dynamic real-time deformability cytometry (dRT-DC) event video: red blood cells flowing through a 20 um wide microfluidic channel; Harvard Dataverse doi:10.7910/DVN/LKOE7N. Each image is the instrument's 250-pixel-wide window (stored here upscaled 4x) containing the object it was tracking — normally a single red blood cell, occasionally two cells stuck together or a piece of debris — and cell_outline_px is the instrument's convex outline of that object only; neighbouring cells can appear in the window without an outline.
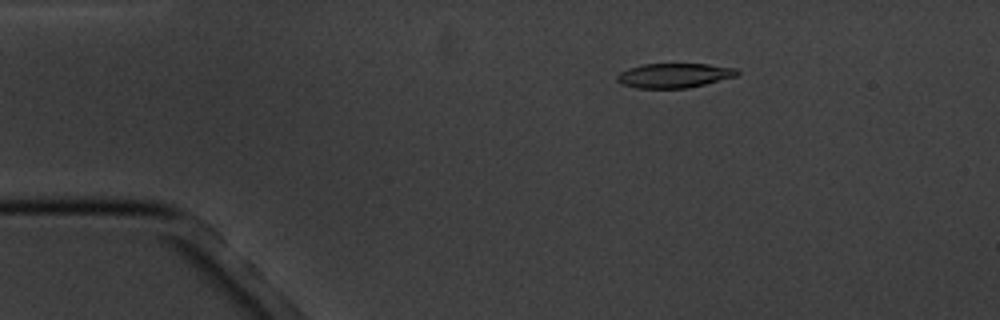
{"species": "common noctule bat (a hibernating species)", "species_latin": "Nyctalus noctula", "temperature_condition": "cold", "stored_images_in_passage": 8, "camera_frame_rate_fps": 3000, "um_per_image_px": 0.085, "animal": {"sex": "male", "body_mass_g": 20.1, "forearm_length_mm": 53.5}, "frame": {"image": 1, "passage_image": 3, "time_ms": 2.0, "image_size_px": [1000, 320], "cell_outline_px": [[740, 72], [736, 76], [688, 88], [636, 88], [620, 84], [616, 80], [616, 76], [620, 72], [628, 68], [644, 64], [708, 64], [736, 68]], "centroid_in_image_um": [57.27, 6.41], "position_along_channel_um": 27.7, "area_um2": 17.17}}
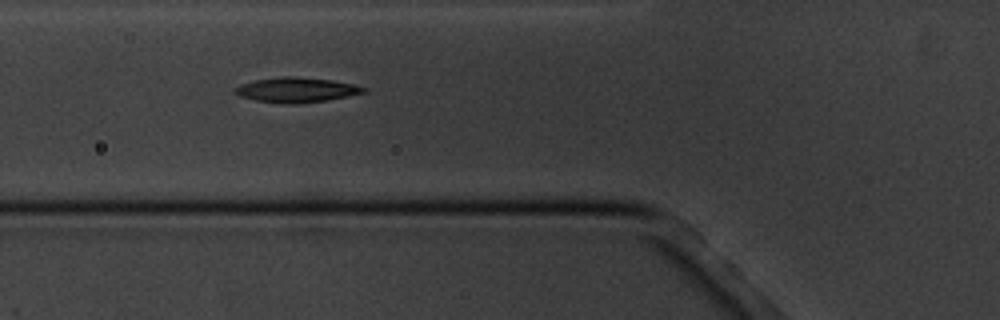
{"frame": {"image": 2, "passage_image": 6, "time_ms": 5.667, "image_size_px": [1000, 320], "cell_outline_px": [[368, 92], [328, 100], [296, 104], [284, 104], [256, 100], [240, 96], [236, 92], [236, 88], [240, 84], [256, 80], [284, 76], [288, 76], [332, 80], [352, 84], [368, 88]], "centroid_in_image_um": [25.25, 7.65], "position_along_channel_um": 100.5, "area_um2": 18.5}}
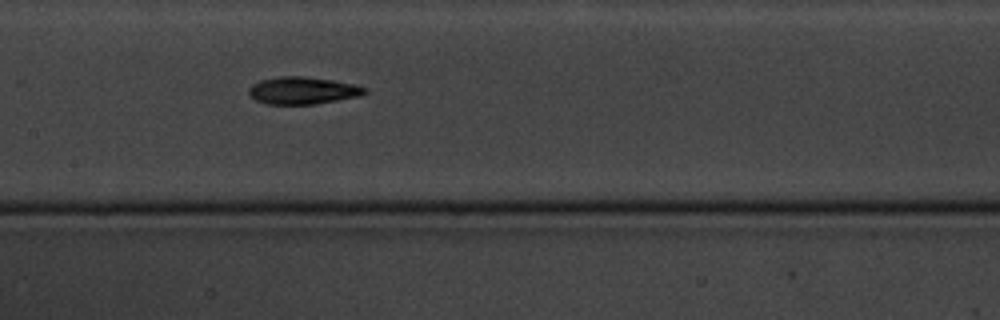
{"frame": {"image": 3, "passage_image": 8, "time_ms": 8.0, "image_size_px": [1000, 320], "cell_outline_px": [[368, 92], [356, 96], [316, 104], [268, 104], [256, 100], [248, 92], [248, 88], [252, 84], [260, 80], [280, 76], [304, 76], [332, 80], [352, 84], [368, 88]], "centroid_in_image_um": [25.7, 7.68], "position_along_channel_um": 181.7, "area_um2": 18.26}}